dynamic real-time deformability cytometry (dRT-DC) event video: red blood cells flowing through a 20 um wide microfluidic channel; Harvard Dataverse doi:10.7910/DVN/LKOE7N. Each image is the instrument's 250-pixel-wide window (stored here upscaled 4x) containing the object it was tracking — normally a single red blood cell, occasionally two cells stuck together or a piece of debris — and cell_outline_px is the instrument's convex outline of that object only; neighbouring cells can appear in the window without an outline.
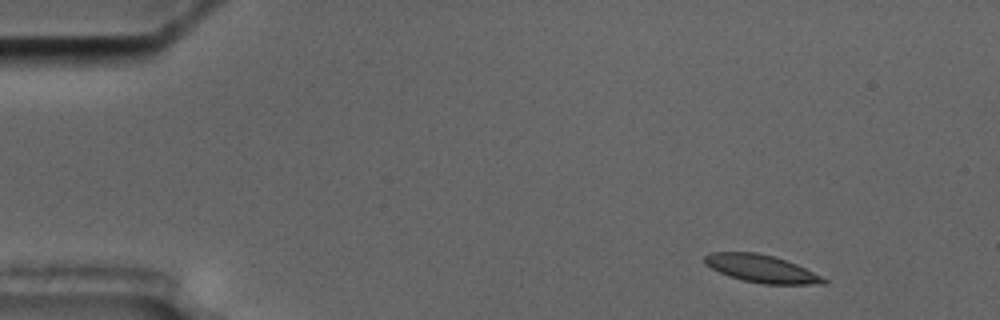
{"species": "common noctule bat (a hibernating species)", "species_latin": "Nyctalus noctula", "temperature_condition": "cold", "stored_images_in_passage": 4, "camera_frame_rate_fps": 3000, "um_per_image_px": 0.085, "animal": {"sex": "male", "body_mass_g": 17.5, "forearm_length_mm": 52.3}, "frame": {"image": 1, "passage_image": 1, "time_ms": 0.0, "image_size_px": [1000, 320], "cell_outline_px": [[828, 284], [764, 284], [744, 280], [728, 276], [704, 264], [704, 256], [712, 252], [756, 252], [772, 256], [796, 264], [828, 280]], "centroid_in_image_um": [64.7, 22.84], "position_along_channel_um": 20.3, "area_um2": 18.9}}